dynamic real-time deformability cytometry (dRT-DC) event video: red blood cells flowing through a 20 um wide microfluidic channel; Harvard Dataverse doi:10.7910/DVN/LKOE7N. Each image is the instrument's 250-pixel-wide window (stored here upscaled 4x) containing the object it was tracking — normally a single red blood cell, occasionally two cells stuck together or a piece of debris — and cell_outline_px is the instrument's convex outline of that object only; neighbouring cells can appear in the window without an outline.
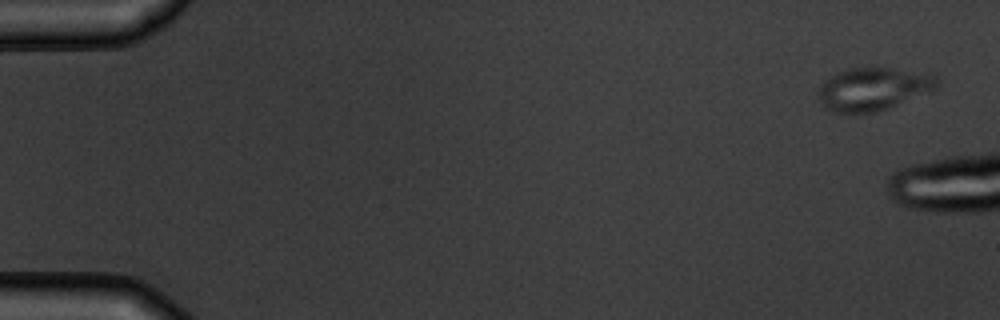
{"species": "common noctule bat (a hibernating species)", "species_latin": "Nyctalus noctula", "temperature_condition": "warm", "stored_images_in_passage": 4, "camera_frame_rate_fps": 3000, "um_per_image_px": 0.085, "animal": {"sex": "male", "body_mass_g": 19.5, "forearm_length_mm": 54.6}, "frame": {"image": 1, "passage_image": 1, "time_ms": 0.0, "image_size_px": [1000, 320], "cell_outline_px": [[940, 80], [936, 88], [888, 108], [876, 112], [832, 112], [820, 104], [820, 84], [824, 80], [836, 72], [848, 68], [888, 68], [936, 72]], "centroid_in_image_um": [74.27, 7.53], "position_along_channel_um": 10.7, "area_um2": 29.77}}